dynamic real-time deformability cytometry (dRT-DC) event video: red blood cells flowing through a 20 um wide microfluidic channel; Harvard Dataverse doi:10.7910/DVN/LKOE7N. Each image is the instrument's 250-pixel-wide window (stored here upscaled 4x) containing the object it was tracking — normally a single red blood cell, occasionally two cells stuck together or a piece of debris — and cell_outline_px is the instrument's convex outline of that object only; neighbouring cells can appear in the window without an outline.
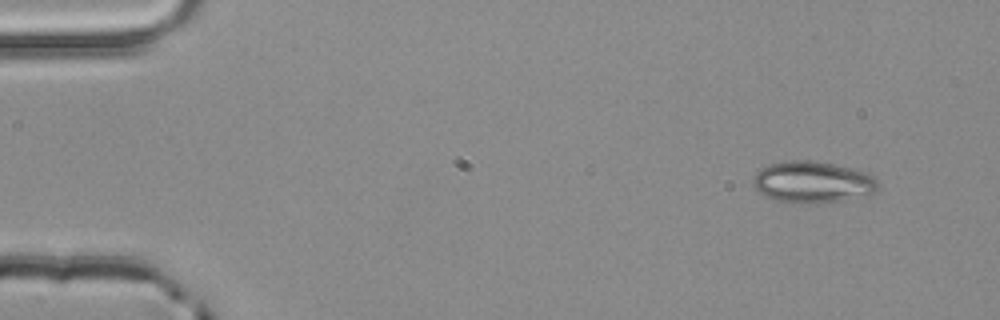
{"species": "common noctule bat (a hibernating species)", "species_latin": "Nyctalus noctula", "temperature_condition": "room temperature", "stored_images_in_passage": 3, "camera_frame_rate_fps": 3000, "um_per_image_px": 0.085, "animal": {"sex": "male", "body_mass_g": 20.4}, "frame": {"image": 1, "passage_image": 1, "time_ms": 0.0, "image_size_px": [1000, 320], "cell_outline_px": [[880, 184], [876, 192], [844, 200], [776, 200], [760, 192], [752, 184], [752, 180], [756, 172], [760, 168], [768, 164], [792, 160], [812, 160], [832, 164], [864, 172], [876, 176]], "centroid_in_image_um": [69.09, 15.42], "position_along_channel_um": 15.9, "area_um2": 29.19}}